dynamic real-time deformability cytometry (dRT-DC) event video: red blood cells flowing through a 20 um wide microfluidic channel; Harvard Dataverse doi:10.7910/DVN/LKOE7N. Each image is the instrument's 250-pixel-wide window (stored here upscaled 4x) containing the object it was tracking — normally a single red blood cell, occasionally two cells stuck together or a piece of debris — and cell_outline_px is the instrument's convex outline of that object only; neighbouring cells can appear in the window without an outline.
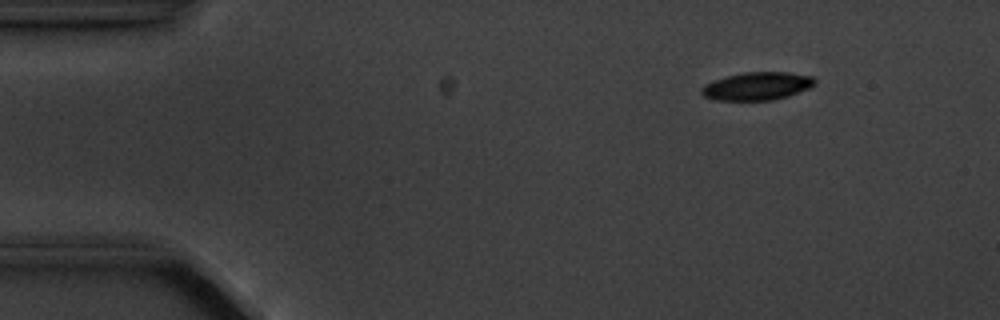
{"species": "common noctule bat (a hibernating species)", "species_latin": "Nyctalus noctula", "temperature_condition": "cold", "stored_images_in_passage": 7, "camera_frame_rate_fps": 3000, "um_per_image_px": 0.085, "animal": {"sex": "male", "body_mass_g": 20.1, "forearm_length_mm": 53.5}, "frame": {"image": 1, "passage_image": 1, "time_ms": 0.0, "image_size_px": [1000, 320], "cell_outline_px": [[816, 84], [808, 88], [788, 96], [772, 100], [716, 100], [704, 96], [700, 92], [700, 88], [704, 84], [728, 76], [744, 72], [788, 72], [812, 76], [816, 80]], "centroid_in_image_um": [64.36, 7.32], "position_along_channel_um": 20.6, "area_um2": 18.38}}